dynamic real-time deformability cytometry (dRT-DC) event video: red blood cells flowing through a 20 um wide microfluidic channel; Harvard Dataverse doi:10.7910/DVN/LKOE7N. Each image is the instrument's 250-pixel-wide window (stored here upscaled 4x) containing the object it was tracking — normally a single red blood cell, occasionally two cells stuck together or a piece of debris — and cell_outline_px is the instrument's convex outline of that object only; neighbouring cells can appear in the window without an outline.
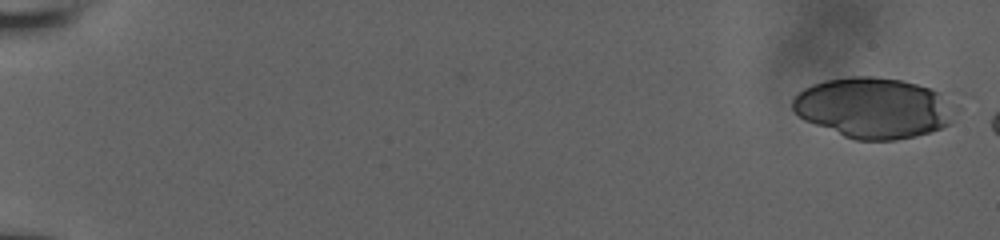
{"species": "human", "species_latin": "Homo sapiens", "temperature_condition": "room temperature", "stored_images_in_passage": 8, "camera_frame_rate_fps": 3000, "um_per_image_px": 0.085, "donor": {"sex": "male"}, "frame": {"image": 1, "passage_image": 1, "time_ms": 0.0, "image_size_px": [1000, 240], "cell_outline_px": [[960, 108], [952, 120], [948, 124], [940, 128], [928, 132], [896, 140], [856, 140], [844, 136], [804, 120], [792, 108], [792, 100], [804, 88], [812, 84], [824, 80], [848, 76], [872, 76], [900, 80], [916, 84], [940, 92]], "centroid_in_image_um": [74.29, 9.16], "position_along_channel_um": 10.7, "area_um2": 57.51}}